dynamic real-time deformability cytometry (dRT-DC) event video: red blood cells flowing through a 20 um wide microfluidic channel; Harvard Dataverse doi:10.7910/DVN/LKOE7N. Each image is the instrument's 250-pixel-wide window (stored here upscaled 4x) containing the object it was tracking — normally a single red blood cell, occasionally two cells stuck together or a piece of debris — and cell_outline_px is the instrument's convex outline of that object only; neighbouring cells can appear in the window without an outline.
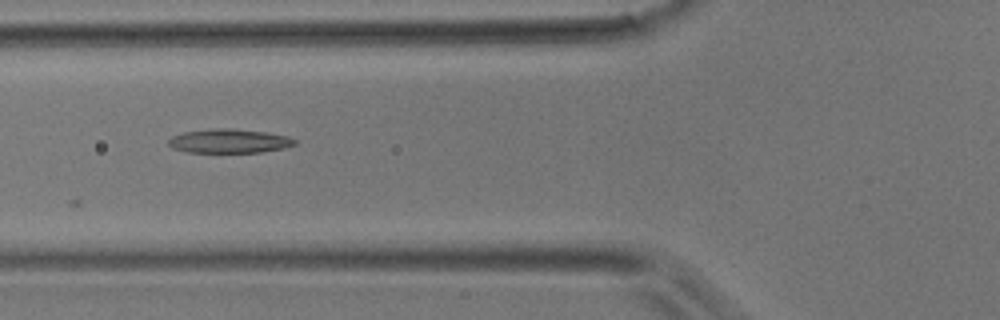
{"species": "common noctule bat (a hibernating species)", "species_latin": "Nyctalus noctula", "temperature_condition": "room temperature", "stored_images_in_passage": 2, "camera_frame_rate_fps": 3000, "um_per_image_px": 0.085, "animal": {"sex": "male", "body_mass_g": 17.9}, "frame": {"image": 1, "passage_image": 2, "time_ms": 0.333, "image_size_px": [1000, 320], "cell_outline_px": [[296, 144], [284, 148], [260, 152], [184, 152], [172, 148], [168, 144], [168, 140], [172, 136], [184, 132], [212, 128], [228, 128], [264, 132], [288, 136], [296, 140]], "centroid_in_image_um": [19.45, 11.99], "position_along_channel_um": 106.3, "area_um2": 17.63}}